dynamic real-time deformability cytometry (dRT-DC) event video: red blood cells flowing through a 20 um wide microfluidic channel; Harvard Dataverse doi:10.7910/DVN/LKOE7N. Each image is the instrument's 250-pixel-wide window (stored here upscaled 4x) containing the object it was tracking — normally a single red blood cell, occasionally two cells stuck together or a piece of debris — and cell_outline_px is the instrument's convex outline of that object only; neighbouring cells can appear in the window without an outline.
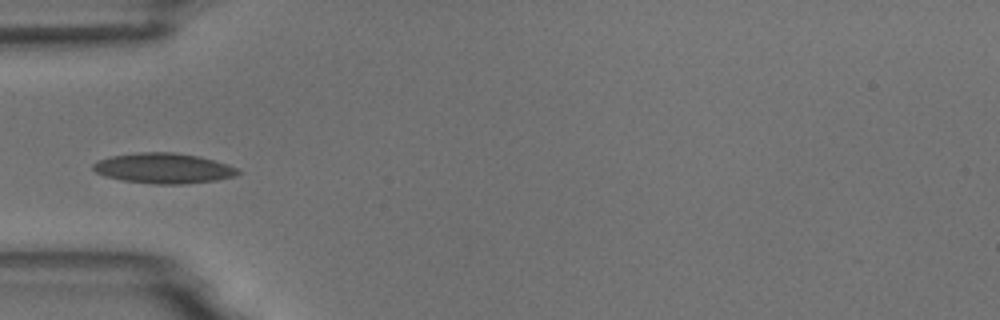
{"species": "common noctule bat (a hibernating species)", "species_latin": "Nyctalus noctula", "temperature_condition": "room temperature", "stored_images_in_passage": 8, "camera_frame_rate_fps": 3000, "um_per_image_px": 0.085, "animal": {"sex": "male", "body_mass_g": 18.8}, "frame": {"image": 1, "passage_image": 5, "time_ms": 4.667, "image_size_px": [1000, 320], "cell_outline_px": [[240, 172], [236, 176], [216, 180], [184, 184], [152, 184], [124, 180], [104, 176], [96, 172], [92, 168], [92, 164], [100, 160], [112, 156], [136, 152], [172, 152], [200, 156], [228, 164], [236, 168]], "centroid_in_image_um": [13.91, 14.3], "position_along_channel_um": 71.1, "area_um2": 25.55}}